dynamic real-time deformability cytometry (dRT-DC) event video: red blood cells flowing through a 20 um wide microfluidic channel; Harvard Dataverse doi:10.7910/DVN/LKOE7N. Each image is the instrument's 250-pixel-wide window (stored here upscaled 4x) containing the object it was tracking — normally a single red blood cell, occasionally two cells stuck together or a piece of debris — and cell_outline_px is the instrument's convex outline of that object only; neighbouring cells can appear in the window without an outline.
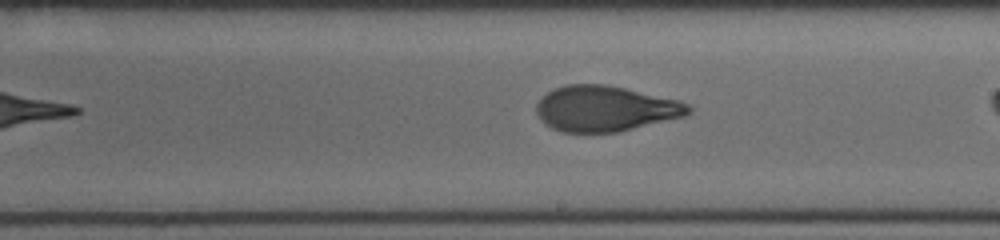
{"species": "human", "species_latin": "Homo sapiens", "temperature_condition": "cold", "stored_images_in_passage": 25, "camera_frame_rate_fps": 3000, "um_per_image_px": 0.085, "donor": {"sex": "male"}, "frame": {"image": 1, "passage_image": 15, "time_ms": 4.667, "image_size_px": [1000, 240], "cell_outline_px": [[692, 112], [684, 116], [620, 132], [560, 132], [544, 124], [540, 120], [536, 112], [536, 104], [548, 92], [564, 84], [604, 84], [624, 88], [680, 100], [688, 104], [692, 108]], "centroid_in_image_um": [51.45, 9.24], "position_along_channel_um": 237.6, "area_um2": 40.46}}
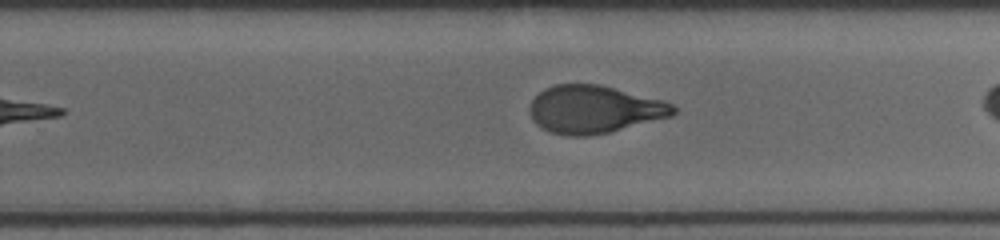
{"frame": {"image": 2, "passage_image": 18, "time_ms": 5.667, "image_size_px": [1000, 240], "cell_outline_px": [[676, 112], [672, 116], [608, 132], [588, 136], [568, 136], [552, 132], [536, 124], [532, 120], [528, 108], [532, 100], [544, 88], [556, 84], [600, 84], [664, 100], [672, 104], [676, 108]], "centroid_in_image_um": [50.5, 9.28], "position_along_channel_um": 279.3, "area_um2": 39.94}}